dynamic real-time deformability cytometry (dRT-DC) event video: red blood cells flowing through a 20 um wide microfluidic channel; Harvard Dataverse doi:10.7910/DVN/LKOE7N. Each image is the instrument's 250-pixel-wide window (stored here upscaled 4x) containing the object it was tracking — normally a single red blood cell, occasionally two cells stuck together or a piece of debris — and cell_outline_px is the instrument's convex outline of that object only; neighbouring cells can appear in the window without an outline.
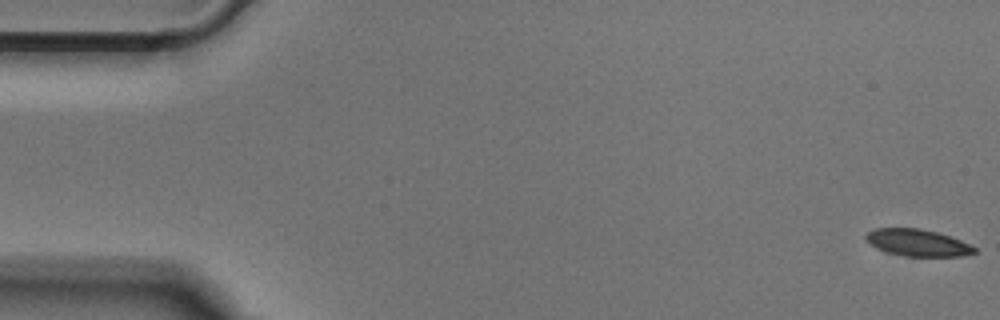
{"species": "Egyptian fruit bat (a non-hibernating species)", "species_latin": "Rousettus aegyptiacus", "temperature_condition": "cold", "stored_images_in_passage": 51, "camera_frame_rate_fps": 3000, "um_per_image_px": 0.085, "animal": {"sex": "male"}, "frame": {"image": 1, "passage_image": 1, "time_ms": 0.0, "image_size_px": [1000, 320], "cell_outline_px": [[976, 252], [964, 256], [904, 256], [888, 252], [876, 248], [868, 244], [864, 240], [864, 236], [868, 232], [876, 228], [920, 228], [936, 232], [960, 240], [976, 248]], "centroid_in_image_um": [77.94, 20.63], "position_along_channel_um": 7.1, "area_um2": 16.99}}
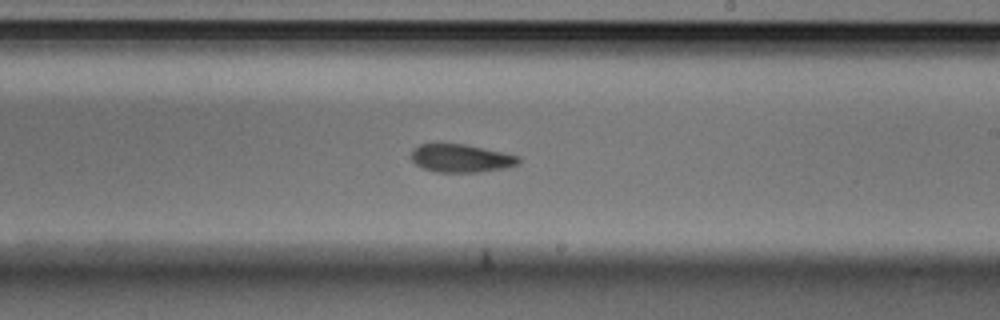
{"frame": {"image": 2, "passage_image": 30, "time_ms": 9.667, "image_size_px": [1000, 320], "cell_outline_px": [[520, 164], [508, 168], [480, 172], [436, 172], [424, 168], [416, 164], [412, 160], [412, 148], [420, 144], [464, 144], [504, 152], [520, 156]], "centroid_in_image_um": [39.24, 13.46], "position_along_channel_um": 249.8, "area_um2": 17.69}}
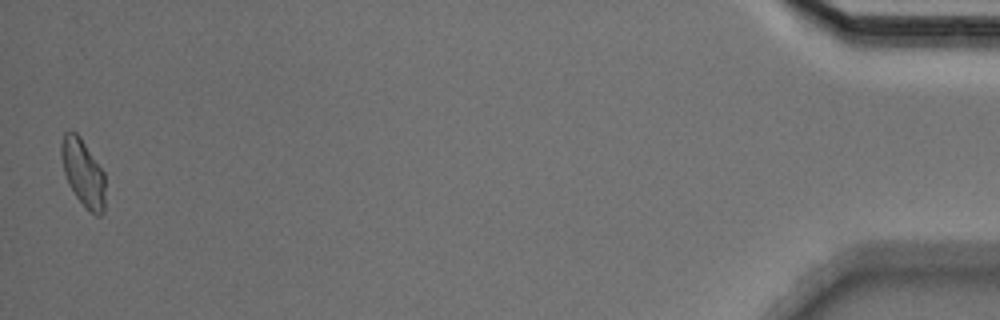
{"frame": {"image": 3, "passage_image": 51, "time_ms": 16.667, "image_size_px": [1000, 320], "cell_outline_px": [[104, 212], [100, 216], [96, 216], [76, 196], [68, 184], [64, 172], [60, 156], [60, 144], [64, 132], [76, 132], [80, 136], [104, 172]], "centroid_in_image_um": [7.04, 14.65], "position_along_channel_um": 428.2, "area_um2": 17.05}}